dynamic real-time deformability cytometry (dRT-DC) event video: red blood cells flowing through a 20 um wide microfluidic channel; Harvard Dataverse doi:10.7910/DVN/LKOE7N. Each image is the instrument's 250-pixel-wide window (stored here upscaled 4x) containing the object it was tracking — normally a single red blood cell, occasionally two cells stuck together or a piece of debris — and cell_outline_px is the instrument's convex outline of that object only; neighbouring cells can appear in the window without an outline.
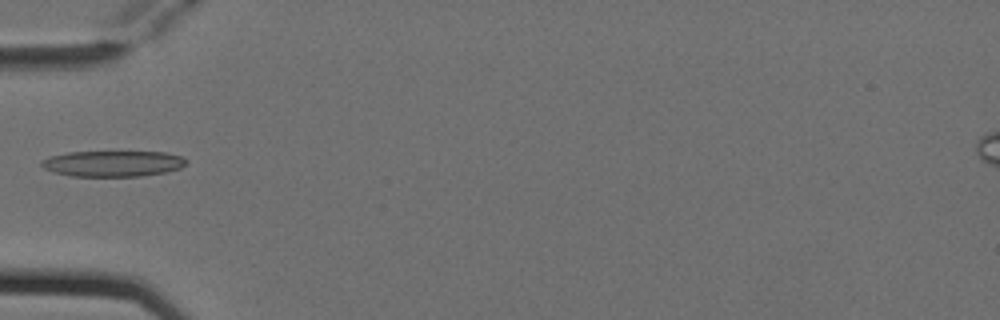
{"species": "Egyptian fruit bat (a non-hibernating species)", "species_latin": "Rousettus aegyptiacus", "temperature_condition": "cold", "stored_images_in_passage": 6, "camera_frame_rate_fps": 3000, "um_per_image_px": 0.085, "animal": {"sex": "female"}, "frame": {"image": 1, "passage_image": 5, "time_ms": 1.333, "image_size_px": [1000, 320], "cell_outline_px": [[188, 160], [180, 168], [168, 172], [140, 176], [72, 176], [56, 172], [44, 168], [40, 164], [40, 160], [48, 156], [68, 152], [164, 152], [180, 156]], "centroid_in_image_um": [9.58, 13.9], "position_along_channel_um": 75.4, "area_um2": 21.79}}
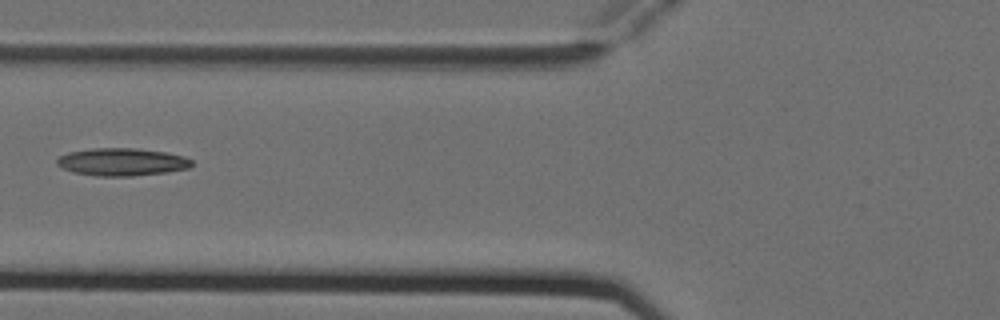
{"frame": {"image": 2, "passage_image": 6, "time_ms": 1.667, "image_size_px": [1000, 320], "cell_outline_px": [[192, 164], [188, 168], [164, 172], [132, 176], [96, 176], [72, 172], [56, 164], [56, 160], [60, 156], [68, 152], [92, 148], [136, 148], [164, 152], [184, 156], [192, 160]], "centroid_in_image_um": [10.33, 13.76], "position_along_channel_um": 115.5, "area_um2": 21.62}}